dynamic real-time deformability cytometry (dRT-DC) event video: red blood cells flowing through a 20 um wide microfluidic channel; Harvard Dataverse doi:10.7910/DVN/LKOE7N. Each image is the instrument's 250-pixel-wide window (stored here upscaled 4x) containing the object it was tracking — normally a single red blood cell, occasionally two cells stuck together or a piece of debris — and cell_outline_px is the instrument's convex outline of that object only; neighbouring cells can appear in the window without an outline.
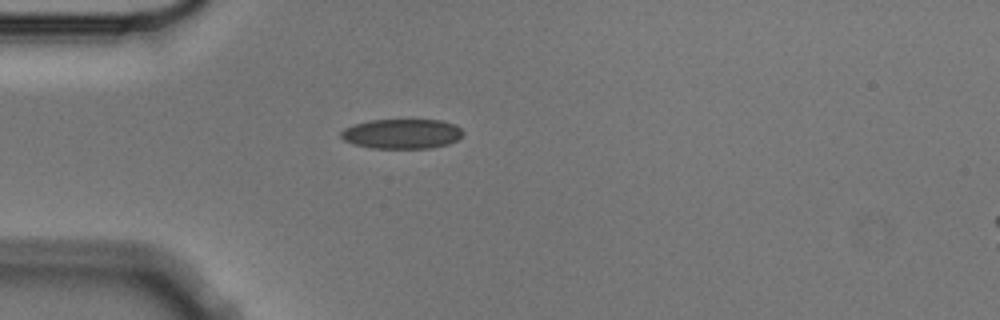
{"species": "Egyptian fruit bat (a non-hibernating species)", "species_latin": "Rousettus aegyptiacus", "temperature_condition": "cold", "stored_images_in_passage": 2, "camera_frame_rate_fps": 3000, "um_per_image_px": 0.085, "animal": {"sex": "male"}, "frame": {"image": 1, "passage_image": 1, "time_ms": 0.0, "image_size_px": [1000, 320], "cell_outline_px": [[464, 132], [456, 140], [448, 144], [432, 148], [372, 148], [356, 144], [344, 140], [340, 136], [340, 132], [344, 128], [368, 120], [440, 120], [452, 124], [460, 128]], "centroid_in_image_um": [34.15, 11.37], "position_along_channel_um": 50.9, "area_um2": 20.98}}